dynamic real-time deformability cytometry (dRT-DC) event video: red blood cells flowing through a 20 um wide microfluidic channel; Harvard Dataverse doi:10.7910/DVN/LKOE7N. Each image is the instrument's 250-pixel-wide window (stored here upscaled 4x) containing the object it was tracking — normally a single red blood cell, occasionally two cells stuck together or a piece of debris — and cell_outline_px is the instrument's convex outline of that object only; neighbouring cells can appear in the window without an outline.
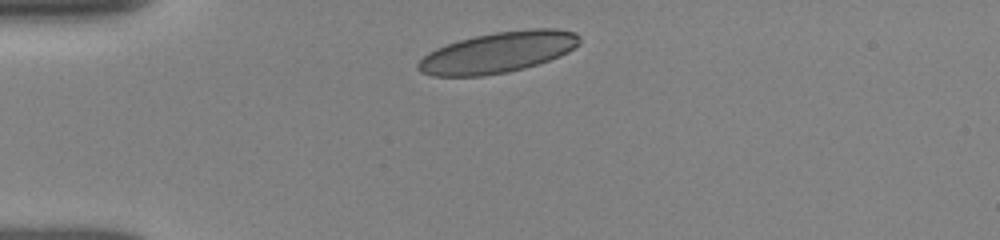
{"species": "human", "species_latin": "Homo sapiens", "temperature_condition": "room temperature", "stored_images_in_passage": 12, "camera_frame_rate_fps": 3000, "um_per_image_px": 0.085, "donor": {"sex": "female"}, "frame": {"image": 1, "passage_image": 1, "time_ms": 0.0, "image_size_px": [1000, 240], "cell_outline_px": [[580, 44], [568, 52], [560, 56], [524, 68], [508, 72], [484, 76], [432, 76], [420, 72], [416, 68], [416, 64], [428, 52], [436, 48], [460, 40], [476, 36], [496, 32], [532, 28], [556, 28], [576, 32], [580, 36]], "centroid_in_image_um": [42.34, 4.45], "position_along_channel_um": 42.7, "area_um2": 38.49}}
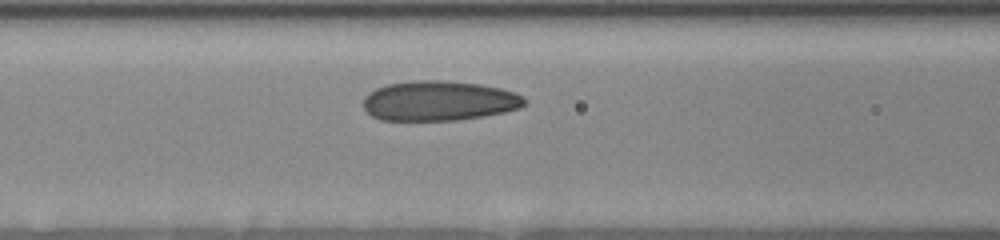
{"frame": {"image": 2, "passage_image": 6, "time_ms": 3.0, "image_size_px": [1000, 240], "cell_outline_px": [[528, 104], [520, 108], [504, 112], [484, 116], [456, 120], [380, 120], [372, 116], [364, 108], [364, 96], [368, 92], [376, 88], [388, 84], [416, 80], [440, 80], [480, 84], [500, 88], [516, 92], [524, 96], [528, 100]], "centroid_in_image_um": [37.36, 8.57], "position_along_channel_um": 129.2, "area_um2": 37.74}}
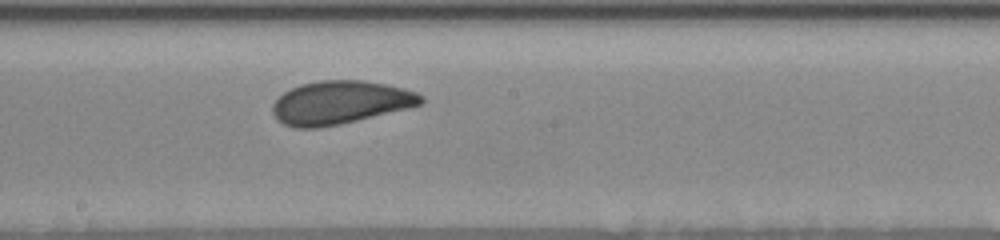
{"frame": {"image": 3, "passage_image": 12, "time_ms": 5.333, "image_size_px": [1000, 240], "cell_outline_px": [[424, 100], [420, 104], [408, 108], [340, 124], [316, 128], [296, 128], [284, 124], [276, 120], [272, 112], [272, 104], [284, 92], [300, 84], [320, 80], [364, 80], [388, 84], [404, 88], [416, 92], [424, 96]], "centroid_in_image_um": [28.91, 8.71], "position_along_channel_um": 219.3, "area_um2": 37.45}}